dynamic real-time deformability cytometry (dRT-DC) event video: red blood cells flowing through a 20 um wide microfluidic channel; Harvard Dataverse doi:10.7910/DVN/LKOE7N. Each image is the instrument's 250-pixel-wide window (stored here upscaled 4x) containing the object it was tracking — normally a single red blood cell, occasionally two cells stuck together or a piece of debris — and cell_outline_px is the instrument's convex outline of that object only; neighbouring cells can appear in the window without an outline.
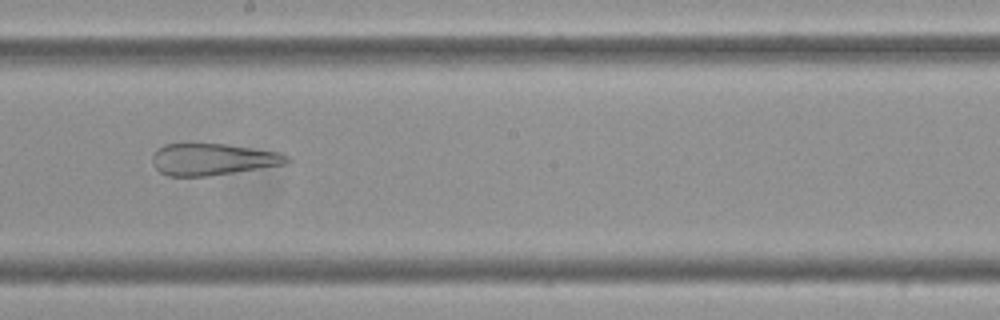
{"species": "Egyptian fruit bat (a non-hibernating species)", "species_latin": "Rousettus aegyptiacus", "temperature_condition": "cold", "stored_images_in_passage": 52, "camera_frame_rate_fps": 3000, "um_per_image_px": 0.085, "frame": {"image": 1, "passage_image": 32, "time_ms": 10.333, "image_size_px": [1000, 320], "cell_outline_px": [[292, 160], [284, 164], [208, 176], [168, 176], [160, 172], [152, 164], [152, 156], [164, 144], [224, 144], [280, 152], [288, 156]], "centroid_in_image_um": [18.08, 13.54], "position_along_channel_um": 230.1, "area_um2": 24.57}}
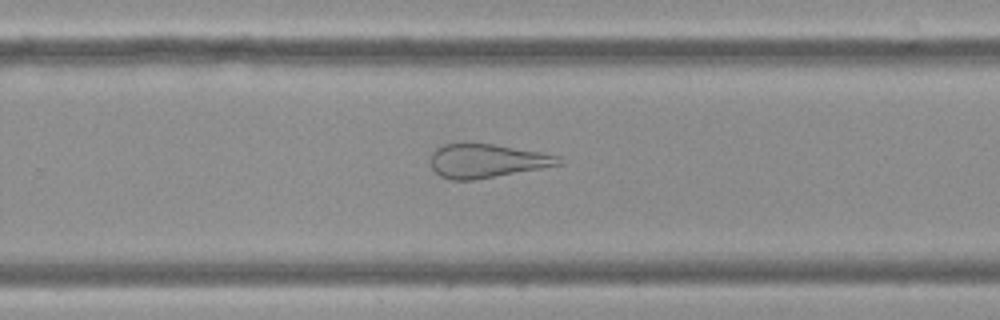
{"frame": {"image": 2, "passage_image": 37, "time_ms": 12.0, "image_size_px": [1000, 320], "cell_outline_px": [[564, 164], [476, 180], [452, 180], [440, 176], [432, 168], [432, 152], [436, 148], [444, 144], [492, 144], [540, 152], [560, 156]], "centroid_in_image_um": [41.41, 13.69], "position_along_channel_um": 288.4, "area_um2": 25.03}}
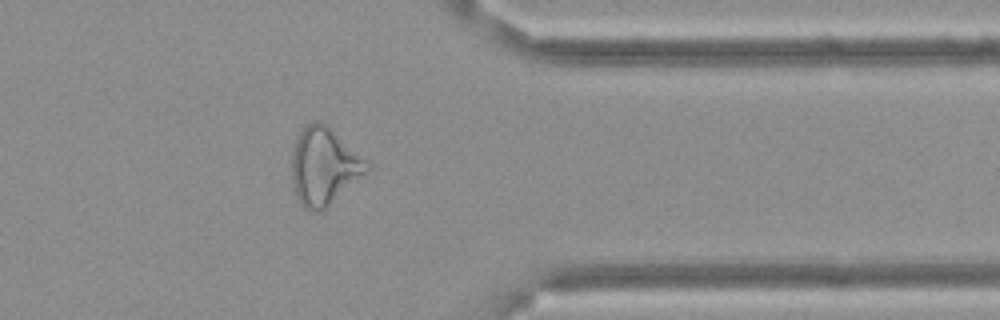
{"frame": {"image": 3, "passage_image": 46, "time_ms": 15.0, "image_size_px": [1000, 320], "cell_outline_px": [[372, 168], [368, 172], [320, 212], [312, 212], [304, 208], [300, 204], [296, 192], [292, 176], [292, 152], [296, 140], [300, 132], [312, 120], [324, 120], [372, 164]], "centroid_in_image_um": [27.58, 14.09], "position_along_channel_um": 383.8, "area_um2": 34.16}}